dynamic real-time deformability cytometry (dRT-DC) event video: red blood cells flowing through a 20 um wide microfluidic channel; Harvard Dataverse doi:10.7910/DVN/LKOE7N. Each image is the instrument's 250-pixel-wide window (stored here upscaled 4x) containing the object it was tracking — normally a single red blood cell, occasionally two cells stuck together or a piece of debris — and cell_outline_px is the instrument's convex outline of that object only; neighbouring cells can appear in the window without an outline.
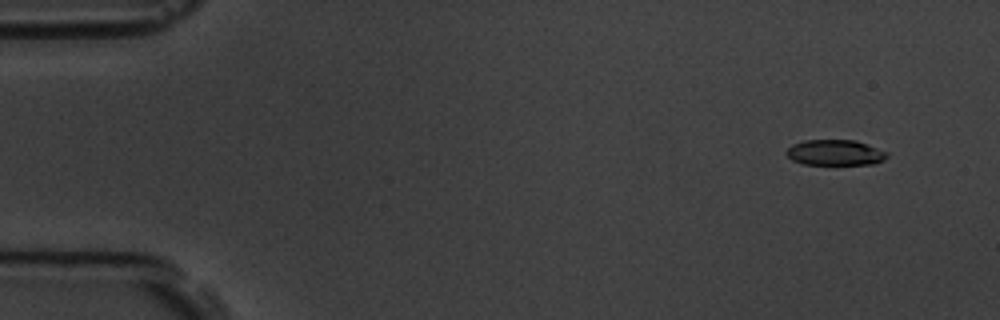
{"species": "common noctule bat (a hibernating species)", "species_latin": "Nyctalus noctula", "temperature_condition": "room temperature", "stored_images_in_passage": 5, "camera_frame_rate_fps": 3000, "um_per_image_px": 0.085, "animal": {"sex": "male", "body_mass_g": 19.5, "forearm_length_mm": 54.6}, "frame": {"image": 1, "passage_image": 1, "time_ms": 0.0, "image_size_px": [1000, 320], "cell_outline_px": [[888, 156], [884, 160], [876, 164], [800, 164], [792, 160], [784, 152], [792, 144], [804, 140], [856, 140], [888, 152]], "centroid_in_image_um": [70.98, 12.97], "position_along_channel_um": 14.0, "area_um2": 15.14}}
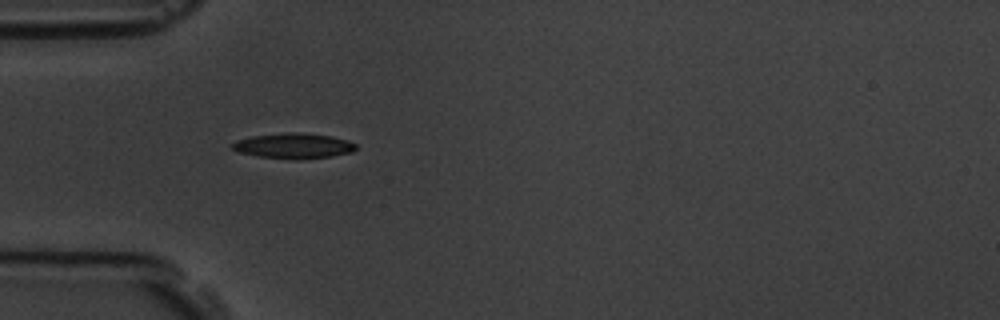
{"frame": {"image": 2, "passage_image": 4, "time_ms": 4.333, "image_size_px": [1000, 320], "cell_outline_px": [[356, 148], [352, 152], [332, 156], [300, 160], [292, 160], [256, 156], [240, 152], [232, 148], [232, 144], [236, 140], [252, 136], [284, 132], [300, 132], [332, 136], [348, 140], [356, 144]], "centroid_in_image_um": [24.97, 12.4], "position_along_channel_um": 60.0, "area_um2": 18.5}}
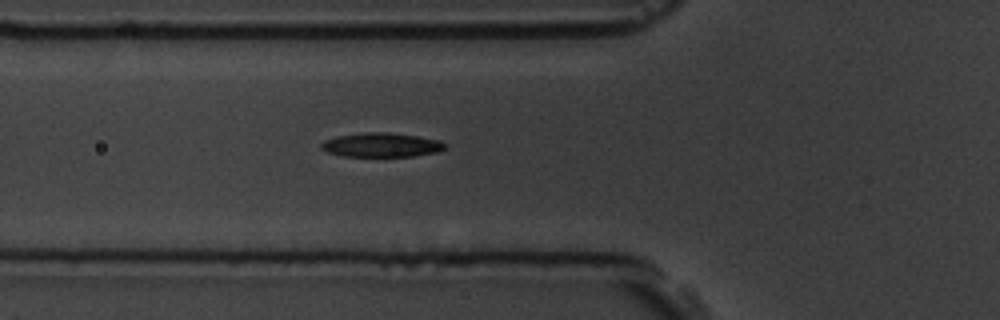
{"frame": {"image": 3, "passage_image": 5, "time_ms": 5.333, "image_size_px": [1000, 320], "cell_outline_px": [[444, 148], [436, 152], [412, 156], [344, 156], [328, 152], [320, 148], [320, 144], [324, 140], [336, 136], [364, 132], [388, 132], [416, 136], [440, 140], [444, 144]], "centroid_in_image_um": [32.36, 12.31], "position_along_channel_um": 93.4, "area_um2": 17.28}}